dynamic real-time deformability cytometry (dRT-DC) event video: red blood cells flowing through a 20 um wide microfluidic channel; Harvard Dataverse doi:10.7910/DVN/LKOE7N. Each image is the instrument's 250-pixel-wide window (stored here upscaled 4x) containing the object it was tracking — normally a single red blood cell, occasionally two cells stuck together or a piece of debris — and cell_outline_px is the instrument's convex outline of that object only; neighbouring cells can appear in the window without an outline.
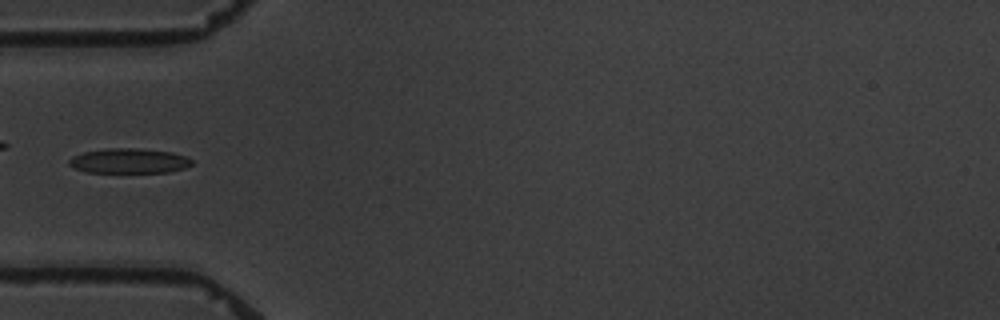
{"species": "common noctule bat (a hibernating species)", "species_latin": "Nyctalus noctula", "temperature_condition": "warm", "stored_images_in_passage": 6, "camera_frame_rate_fps": 3000, "um_per_image_px": 0.085, "animal": {"sex": "male", "body_mass_g": 19.5, "forearm_length_mm": 54.6}, "frame": {"image": 1, "passage_image": 6, "time_ms": 5.667, "image_size_px": [1000, 320], "cell_outline_px": [[192, 164], [184, 168], [168, 172], [88, 172], [72, 168], [68, 164], [68, 160], [72, 156], [84, 152], [104, 148], [136, 148], [172, 152], [184, 156], [192, 160]], "centroid_in_image_um": [10.92, 13.67], "position_along_channel_um": 74.1, "area_um2": 17.8}}